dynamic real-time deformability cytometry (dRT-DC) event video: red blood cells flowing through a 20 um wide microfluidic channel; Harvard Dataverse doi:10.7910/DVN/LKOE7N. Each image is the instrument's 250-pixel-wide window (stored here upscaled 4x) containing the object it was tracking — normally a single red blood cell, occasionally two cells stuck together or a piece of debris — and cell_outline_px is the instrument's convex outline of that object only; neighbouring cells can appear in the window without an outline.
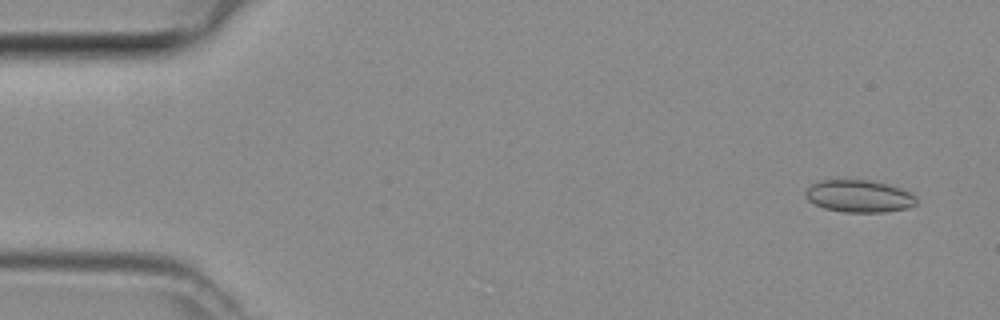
{"species": "common noctule bat (a hibernating species)", "species_latin": "Nyctalus noctula", "temperature_condition": "room temperature", "stored_images_in_passage": 48, "camera_frame_rate_fps": 3000, "um_per_image_px": 0.085, "animal": {"sex": "female", "body_mass_g": 29.2, "forearm_length_mm": 56.3}, "frame": {"image": 1, "passage_image": 3, "time_ms": 0.667, "image_size_px": [1000, 320], "cell_outline_px": [[916, 204], [908, 208], [884, 212], [844, 212], [824, 208], [808, 200], [804, 196], [804, 192], [816, 180], [868, 180], [888, 184], [912, 192], [916, 196]], "centroid_in_image_um": [73.02, 16.67], "position_along_channel_um": 12.0, "area_um2": 20.98}}
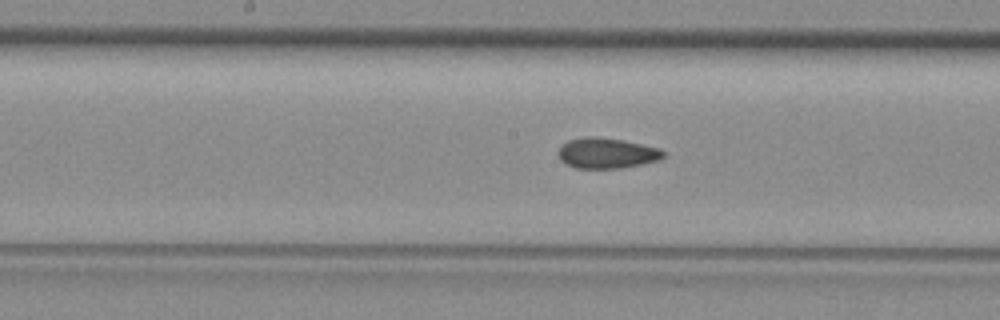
{"frame": {"image": 2, "passage_image": 24, "time_ms": 7.667, "image_size_px": [1000, 320], "cell_outline_px": [[664, 156], [660, 160], [620, 168], [576, 168], [560, 160], [560, 148], [568, 140], [584, 136], [596, 136], [620, 140], [660, 148], [664, 152]], "centroid_in_image_um": [51.58, 13.01], "position_along_channel_um": 196.6, "area_um2": 18.38}}
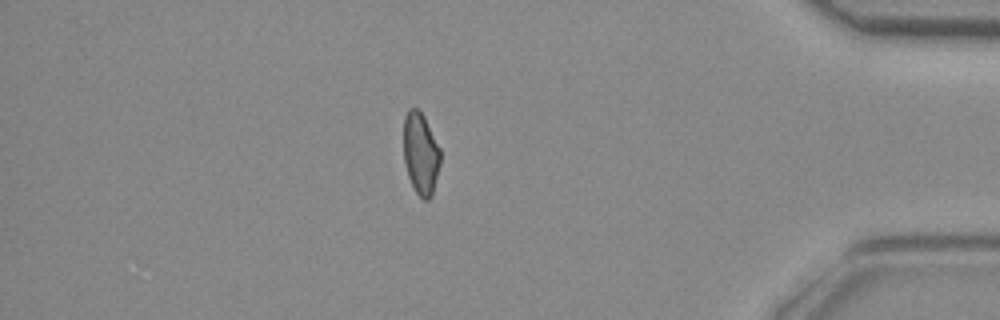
{"frame": {"image": 3, "passage_image": 41, "time_ms": 13.333, "image_size_px": [1000, 320], "cell_outline_px": [[440, 164], [432, 196], [428, 200], [424, 200], [416, 192], [408, 176], [404, 164], [404, 116], [408, 108], [416, 108], [424, 116], [440, 148]], "centroid_in_image_um": [35.75, 13.05], "position_along_channel_um": 399.4, "area_um2": 17.57}}